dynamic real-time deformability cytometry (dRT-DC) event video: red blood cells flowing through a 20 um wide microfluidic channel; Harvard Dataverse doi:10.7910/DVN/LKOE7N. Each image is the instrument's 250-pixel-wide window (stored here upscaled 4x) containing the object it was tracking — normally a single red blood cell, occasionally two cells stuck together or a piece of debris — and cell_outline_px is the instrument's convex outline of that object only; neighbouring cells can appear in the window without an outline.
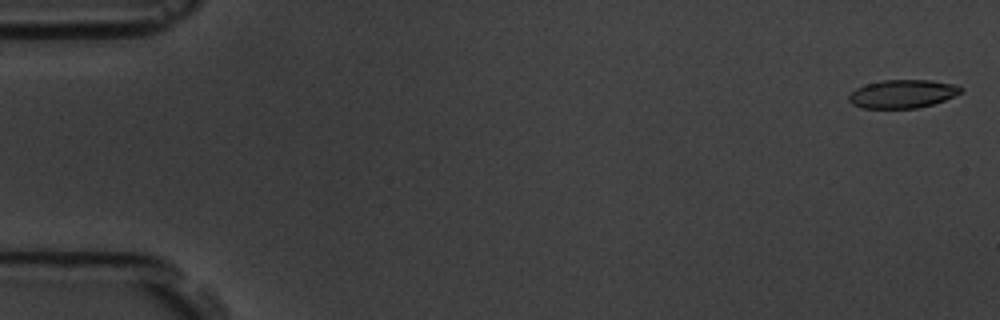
{"species": "common noctule bat (a hibernating species)", "species_latin": "Nyctalus noctula", "temperature_condition": "room temperature", "stored_images_in_passage": 11, "camera_frame_rate_fps": 3000, "um_per_image_px": 0.085, "animal": {"sex": "male", "body_mass_g": 19.5, "forearm_length_mm": 54.6}, "frame": {"image": 1, "passage_image": 1, "time_ms": 0.0, "image_size_px": [1000, 320], "cell_outline_px": [[964, 92], [944, 100], [932, 104], [916, 108], [864, 108], [852, 104], [848, 100], [848, 96], [856, 88], [868, 84], [884, 80], [928, 80], [956, 84], [964, 88]], "centroid_in_image_um": [76.76, 7.97], "position_along_channel_um": 8.2, "area_um2": 18.44}}
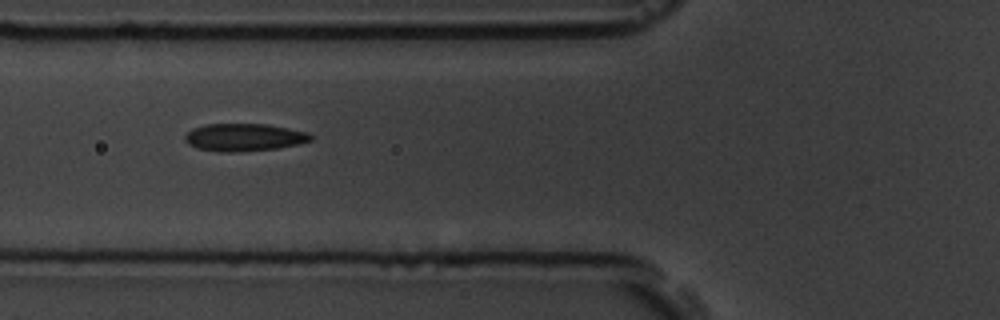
{"frame": {"image": 2, "passage_image": 6, "time_ms": 6.667, "image_size_px": [1000, 320], "cell_outline_px": [[312, 140], [300, 144], [276, 148], [232, 152], [220, 152], [196, 148], [188, 144], [184, 140], [184, 136], [192, 128], [204, 124], [268, 124], [308, 132], [312, 136]], "centroid_in_image_um": [20.73, 11.66], "position_along_channel_um": 105.1, "area_um2": 20.29}}
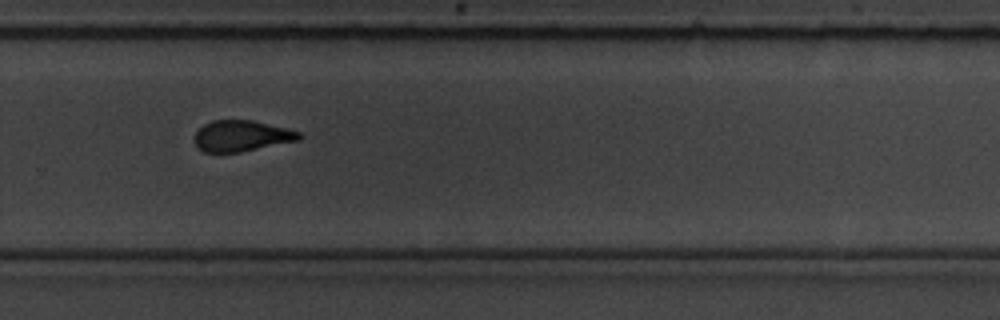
{"frame": {"image": 3, "passage_image": 11, "time_ms": 12.333, "image_size_px": [1000, 320], "cell_outline_px": [[304, 136], [300, 140], [240, 152], [204, 152], [196, 148], [196, 132], [204, 124], [212, 120], [252, 120], [288, 128], [300, 132]], "centroid_in_image_um": [20.57, 11.55], "position_along_channel_um": 309.2, "area_um2": 18.96}}